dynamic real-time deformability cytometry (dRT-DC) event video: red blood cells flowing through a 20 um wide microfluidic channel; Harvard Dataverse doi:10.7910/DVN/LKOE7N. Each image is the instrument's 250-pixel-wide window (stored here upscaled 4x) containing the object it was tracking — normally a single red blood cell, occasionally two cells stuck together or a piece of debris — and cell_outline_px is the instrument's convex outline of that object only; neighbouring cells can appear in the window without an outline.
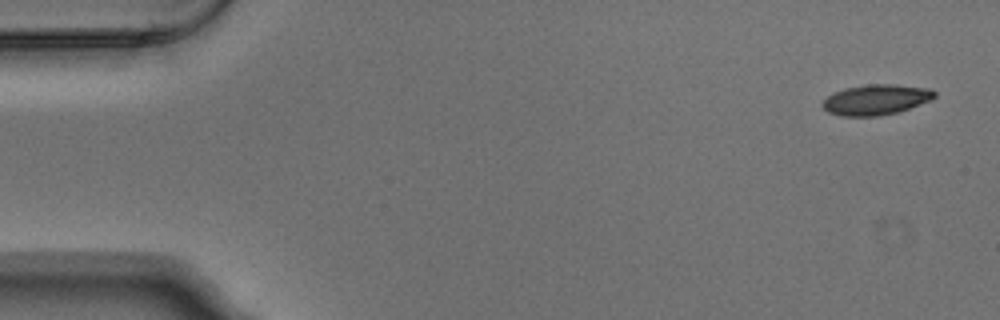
{"species": "Egyptian fruit bat (a non-hibernating species)", "species_latin": "Rousettus aegyptiacus", "temperature_condition": "warm", "stored_images_in_passage": 4, "camera_frame_rate_fps": 3000, "um_per_image_px": 0.085, "animal": {"sex": "male"}, "frame": {"image": 1, "passage_image": 1, "time_ms": 0.0, "image_size_px": [1000, 320], "cell_outline_px": [[936, 96], [932, 100], [896, 112], [880, 116], [840, 116], [828, 112], [820, 104], [832, 92], [844, 88], [868, 84], [896, 84], [932, 88], [936, 92]], "centroid_in_image_um": [74.46, 8.46], "position_along_channel_um": 10.5, "area_um2": 20.06}}